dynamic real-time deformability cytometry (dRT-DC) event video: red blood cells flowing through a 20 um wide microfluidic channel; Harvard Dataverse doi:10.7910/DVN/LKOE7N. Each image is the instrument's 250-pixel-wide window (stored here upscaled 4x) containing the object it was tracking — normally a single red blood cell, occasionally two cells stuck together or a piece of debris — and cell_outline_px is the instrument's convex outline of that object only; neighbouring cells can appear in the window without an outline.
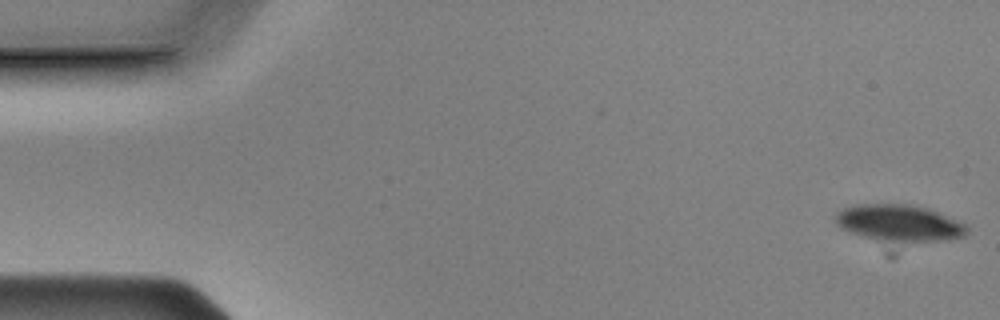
{"species": "Egyptian fruit bat (a non-hibernating species)", "species_latin": "Rousettus aegyptiacus", "temperature_condition": "cold", "stored_images_in_passage": 55, "camera_frame_rate_fps": 3000, "um_per_image_px": 0.085, "animal": {"sex": "male"}, "frame": {"image": 1, "passage_image": 1, "time_ms": 0.0, "image_size_px": [1000, 320], "cell_outline_px": [[968, 232], [964, 236], [940, 240], [876, 240], [848, 232], [840, 228], [836, 224], [836, 212], [844, 208], [856, 204], [916, 204], [928, 208], [956, 220], [964, 224], [968, 228]], "centroid_in_image_um": [76.38, 18.92], "position_along_channel_um": 8.6, "area_um2": 27.63}}
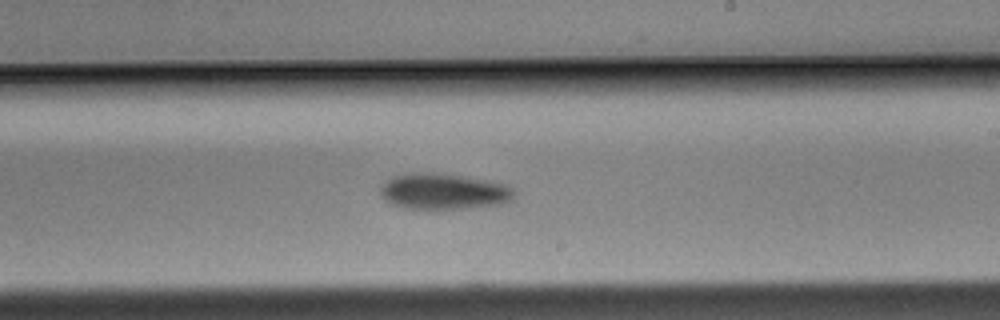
{"frame": {"image": 2, "passage_image": 32, "time_ms": 10.333, "image_size_px": [1000, 320], "cell_outline_px": [[516, 192], [512, 200], [500, 204], [464, 208], [404, 208], [392, 204], [380, 192], [380, 188], [388, 180], [404, 172], [436, 172], [468, 176], [488, 180], [504, 184], [512, 188]], "centroid_in_image_um": [37.74, 16.24], "position_along_channel_um": 251.3, "area_um2": 27.98}}
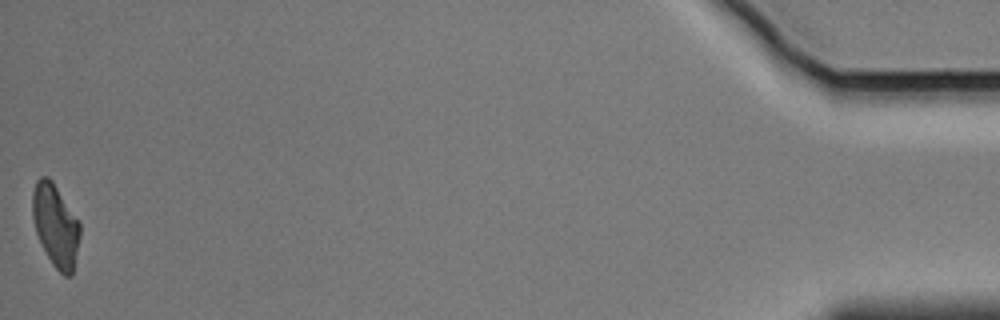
{"frame": {"image": 3, "passage_image": 55, "time_ms": 18.0, "image_size_px": [1000, 320], "cell_outline_px": [[80, 236], [72, 276], [64, 276], [52, 264], [36, 232], [32, 216], [32, 192], [36, 180], [40, 176], [48, 176], [52, 180], [80, 220]], "centroid_in_image_um": [4.73, 19.12], "position_along_channel_um": 430.5, "area_um2": 23.0}, "authors_computed_cell_mechanics": {"area_um2": 27.9752, "velocity_mm_per_s": 3.6074, "shape_relaxation_time_tau1_ms": 2.0842, "shape_relaxation_time_tau2_ms": null, "deformation_change_tau1": 0.0769, "deformation_change_tau2": null}}